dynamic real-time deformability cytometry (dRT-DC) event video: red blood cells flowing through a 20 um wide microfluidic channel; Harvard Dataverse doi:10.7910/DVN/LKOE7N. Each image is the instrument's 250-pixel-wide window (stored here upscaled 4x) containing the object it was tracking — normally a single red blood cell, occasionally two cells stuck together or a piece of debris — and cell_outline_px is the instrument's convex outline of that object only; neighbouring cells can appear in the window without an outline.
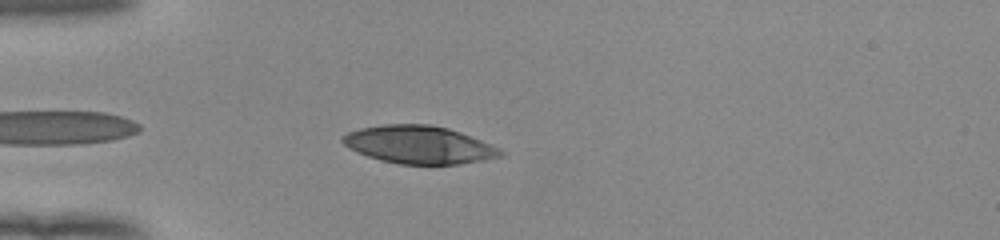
{"species": "human", "species_latin": "Homo sapiens", "temperature_condition": "room temperature", "stored_images_in_passage": 37, "camera_frame_rate_fps": 3000, "um_per_image_px": 0.085, "donor": {"sex": "female"}, "frame": {"image": 1, "passage_image": 3, "time_ms": 0.667, "image_size_px": [1000, 240], "cell_outline_px": [[504, 156], [460, 164], [400, 164], [380, 160], [368, 156], [348, 148], [340, 140], [348, 132], [360, 128], [384, 124], [428, 124], [448, 128], [460, 132], [500, 148], [504, 152]], "centroid_in_image_um": [35.61, 12.3], "position_along_channel_um": 49.4, "area_um2": 34.68}}
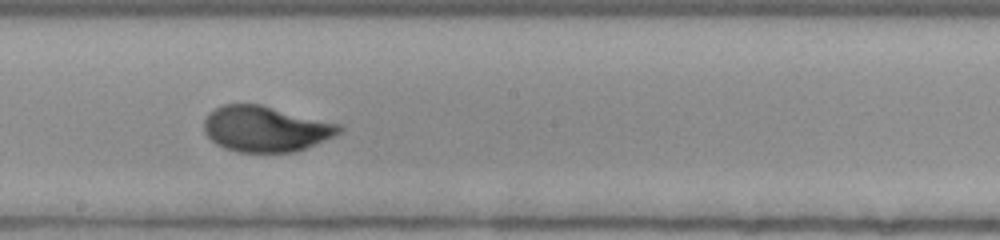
{"frame": {"image": 2, "passage_image": 18, "time_ms": 5.667, "image_size_px": [1000, 240], "cell_outline_px": [[344, 128], [336, 136], [296, 152], [240, 152], [224, 148], [216, 144], [204, 132], [204, 120], [208, 112], [224, 104], [260, 104], [340, 124]], "centroid_in_image_um": [22.58, 10.96], "position_along_channel_um": 225.6, "area_um2": 36.07}}
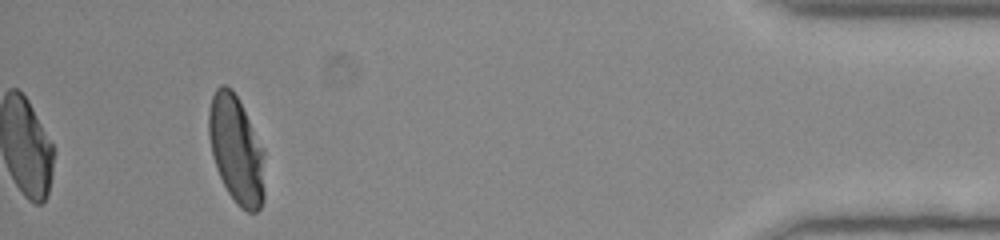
{"frame": {"image": 3, "passage_image": 37, "time_ms": 12.0, "image_size_px": [1000, 240], "cell_outline_px": [[264, 200], [260, 208], [256, 212], [248, 212], [240, 208], [236, 204], [228, 192], [216, 168], [208, 136], [208, 112], [212, 96], [216, 88], [220, 84], [224, 84], [232, 88], [264, 148]], "centroid_in_image_um": [20.09, 12.73], "position_along_channel_um": 415.1, "area_um2": 35.32}, "authors_computed_cell_mechanics": {"area_um2": 35.7204, "velocity_mm_per_s": 3.9066, "shape_relaxation_time_tau1_ms": 3.5647, "shape_relaxation_time_tau2_ms": null, "deformation_change_tau1": 0.2048, "deformation_change_tau2": null}}